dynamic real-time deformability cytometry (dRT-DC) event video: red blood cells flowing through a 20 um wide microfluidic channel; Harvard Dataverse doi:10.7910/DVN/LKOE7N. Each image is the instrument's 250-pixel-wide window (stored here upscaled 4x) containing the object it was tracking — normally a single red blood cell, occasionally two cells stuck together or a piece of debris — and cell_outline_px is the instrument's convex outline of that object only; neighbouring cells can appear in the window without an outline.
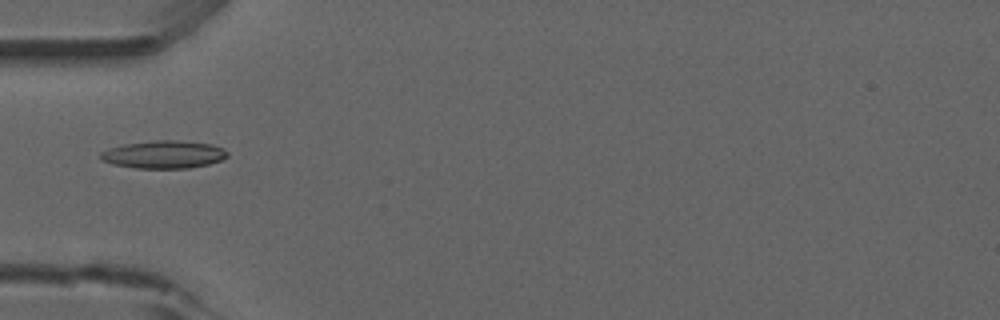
{"species": "common noctule bat (a hibernating species)", "species_latin": "Nyctalus noctula", "temperature_condition": "room temperature", "stored_images_in_passage": 36, "camera_frame_rate_fps": 3000, "um_per_image_px": 0.085, "animal": {"sex": "male", "forearm_length_mm": 52.5}, "frame": {"image": 1, "passage_image": 1, "time_ms": 0.0, "image_size_px": [1000, 320], "cell_outline_px": [[228, 156], [220, 160], [208, 164], [188, 168], [136, 168], [112, 164], [100, 160], [100, 152], [108, 148], [124, 144], [156, 140], [176, 140], [212, 144], [224, 148], [228, 152]], "centroid_in_image_um": [13.9, 13.13], "position_along_channel_um": 71.1, "area_um2": 20.58}}
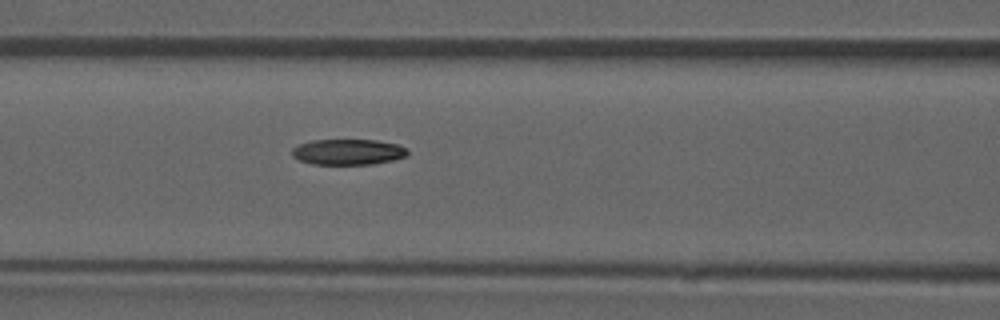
{"frame": {"image": 2, "passage_image": 6, "time_ms": 1.667, "image_size_px": [1000, 320], "cell_outline_px": [[408, 156], [392, 160], [372, 164], [312, 164], [300, 160], [292, 156], [292, 148], [300, 144], [312, 140], [376, 140], [396, 144], [408, 148]], "centroid_in_image_um": [29.6, 12.91], "position_along_channel_um": 137.0, "area_um2": 17.28}, "authors_computed_cell_mechanics": {"area_um2": 17.8313, "velocity_mm_per_s": 3.916, "shape_relaxation_time_tau1_ms": 9.2729, "shape_relaxation_time_tau2_ms": 5.146, "deformation_change_tau1": 0.216, "deformation_change_tau2": 0.1063}}